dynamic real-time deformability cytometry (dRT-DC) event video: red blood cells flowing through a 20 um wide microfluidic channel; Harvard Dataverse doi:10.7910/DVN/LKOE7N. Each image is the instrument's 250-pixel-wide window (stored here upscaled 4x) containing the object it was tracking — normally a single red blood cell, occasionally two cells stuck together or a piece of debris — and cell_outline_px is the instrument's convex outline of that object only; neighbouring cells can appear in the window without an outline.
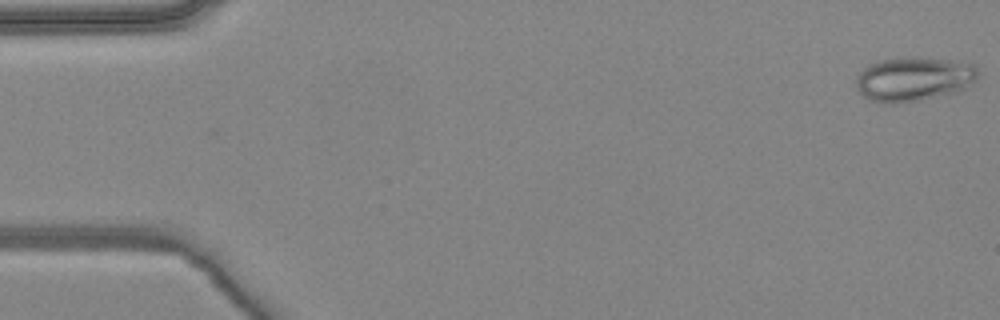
{"species": "common noctule bat (a hibernating species)", "species_latin": "Nyctalus noctula", "temperature_condition": "warm", "stored_images_in_passage": 3, "camera_frame_rate_fps": 3000, "um_per_image_px": 0.085, "animal": {"sex": "female", "body_mass_g": 24.6, "forearm_length_mm": 56.2}, "frame": {"image": 1, "passage_image": 1, "time_ms": 0.0, "image_size_px": [1000, 320], "cell_outline_px": [[980, 72], [976, 80], [972, 84], [960, 92], [916, 100], [892, 104], [884, 104], [868, 100], [856, 88], [856, 80], [860, 72], [868, 64], [880, 60], [908, 56], [916, 56], [948, 60], [972, 64]], "centroid_in_image_um": [77.67, 6.71], "position_along_channel_um": 7.3, "area_um2": 31.79}}